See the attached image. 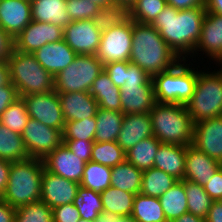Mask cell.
Masks as SVG:
<instances>
[{
    "mask_svg": "<svg viewBox=\"0 0 222 222\" xmlns=\"http://www.w3.org/2000/svg\"><path fill=\"white\" fill-rule=\"evenodd\" d=\"M200 49V50H199ZM203 51L217 63L222 62V16L207 12L201 27L200 39L194 49Z\"/></svg>",
    "mask_w": 222,
    "mask_h": 222,
    "instance_id": "obj_20",
    "label": "cell"
},
{
    "mask_svg": "<svg viewBox=\"0 0 222 222\" xmlns=\"http://www.w3.org/2000/svg\"><path fill=\"white\" fill-rule=\"evenodd\" d=\"M30 158L44 159L62 143V132L29 118L21 133Z\"/></svg>",
    "mask_w": 222,
    "mask_h": 222,
    "instance_id": "obj_10",
    "label": "cell"
},
{
    "mask_svg": "<svg viewBox=\"0 0 222 222\" xmlns=\"http://www.w3.org/2000/svg\"><path fill=\"white\" fill-rule=\"evenodd\" d=\"M89 1L94 2L99 7L110 6L114 4L113 0H89Z\"/></svg>",
    "mask_w": 222,
    "mask_h": 222,
    "instance_id": "obj_60",
    "label": "cell"
},
{
    "mask_svg": "<svg viewBox=\"0 0 222 222\" xmlns=\"http://www.w3.org/2000/svg\"><path fill=\"white\" fill-rule=\"evenodd\" d=\"M153 135L150 113L124 114L117 144L127 152L135 144Z\"/></svg>",
    "mask_w": 222,
    "mask_h": 222,
    "instance_id": "obj_19",
    "label": "cell"
},
{
    "mask_svg": "<svg viewBox=\"0 0 222 222\" xmlns=\"http://www.w3.org/2000/svg\"><path fill=\"white\" fill-rule=\"evenodd\" d=\"M111 167L89 161L85 164L80 186L101 193L110 186Z\"/></svg>",
    "mask_w": 222,
    "mask_h": 222,
    "instance_id": "obj_36",
    "label": "cell"
},
{
    "mask_svg": "<svg viewBox=\"0 0 222 222\" xmlns=\"http://www.w3.org/2000/svg\"><path fill=\"white\" fill-rule=\"evenodd\" d=\"M152 77L138 65L127 61L125 84L146 85Z\"/></svg>",
    "mask_w": 222,
    "mask_h": 222,
    "instance_id": "obj_48",
    "label": "cell"
},
{
    "mask_svg": "<svg viewBox=\"0 0 222 222\" xmlns=\"http://www.w3.org/2000/svg\"><path fill=\"white\" fill-rule=\"evenodd\" d=\"M129 20L130 8L118 4L100 7L93 17L94 25L101 33L111 27L124 25Z\"/></svg>",
    "mask_w": 222,
    "mask_h": 222,
    "instance_id": "obj_35",
    "label": "cell"
},
{
    "mask_svg": "<svg viewBox=\"0 0 222 222\" xmlns=\"http://www.w3.org/2000/svg\"><path fill=\"white\" fill-rule=\"evenodd\" d=\"M45 170L79 183L82 180L86 162L74 155L64 143L43 159Z\"/></svg>",
    "mask_w": 222,
    "mask_h": 222,
    "instance_id": "obj_15",
    "label": "cell"
},
{
    "mask_svg": "<svg viewBox=\"0 0 222 222\" xmlns=\"http://www.w3.org/2000/svg\"><path fill=\"white\" fill-rule=\"evenodd\" d=\"M78 222H95V221H93V220H85V219L80 218Z\"/></svg>",
    "mask_w": 222,
    "mask_h": 222,
    "instance_id": "obj_62",
    "label": "cell"
},
{
    "mask_svg": "<svg viewBox=\"0 0 222 222\" xmlns=\"http://www.w3.org/2000/svg\"><path fill=\"white\" fill-rule=\"evenodd\" d=\"M120 97L123 114L150 112L156 103L153 80L146 85L124 84L120 88Z\"/></svg>",
    "mask_w": 222,
    "mask_h": 222,
    "instance_id": "obj_17",
    "label": "cell"
},
{
    "mask_svg": "<svg viewBox=\"0 0 222 222\" xmlns=\"http://www.w3.org/2000/svg\"><path fill=\"white\" fill-rule=\"evenodd\" d=\"M184 189L187 196L188 213L206 218L212 203V198L206 193L203 186L184 179Z\"/></svg>",
    "mask_w": 222,
    "mask_h": 222,
    "instance_id": "obj_37",
    "label": "cell"
},
{
    "mask_svg": "<svg viewBox=\"0 0 222 222\" xmlns=\"http://www.w3.org/2000/svg\"><path fill=\"white\" fill-rule=\"evenodd\" d=\"M101 34L93 19H86L71 21L65 26L63 39L76 54L96 55Z\"/></svg>",
    "mask_w": 222,
    "mask_h": 222,
    "instance_id": "obj_13",
    "label": "cell"
},
{
    "mask_svg": "<svg viewBox=\"0 0 222 222\" xmlns=\"http://www.w3.org/2000/svg\"><path fill=\"white\" fill-rule=\"evenodd\" d=\"M104 70L96 55L77 54L70 65L54 77L57 93L90 92L93 81Z\"/></svg>",
    "mask_w": 222,
    "mask_h": 222,
    "instance_id": "obj_8",
    "label": "cell"
},
{
    "mask_svg": "<svg viewBox=\"0 0 222 222\" xmlns=\"http://www.w3.org/2000/svg\"><path fill=\"white\" fill-rule=\"evenodd\" d=\"M96 118L90 117L80 121L65 122L62 140L94 141L96 132Z\"/></svg>",
    "mask_w": 222,
    "mask_h": 222,
    "instance_id": "obj_42",
    "label": "cell"
},
{
    "mask_svg": "<svg viewBox=\"0 0 222 222\" xmlns=\"http://www.w3.org/2000/svg\"><path fill=\"white\" fill-rule=\"evenodd\" d=\"M9 79V67L7 62H0V87L7 85Z\"/></svg>",
    "mask_w": 222,
    "mask_h": 222,
    "instance_id": "obj_58",
    "label": "cell"
},
{
    "mask_svg": "<svg viewBox=\"0 0 222 222\" xmlns=\"http://www.w3.org/2000/svg\"><path fill=\"white\" fill-rule=\"evenodd\" d=\"M131 216L136 222H167L159 198L141 193L134 197Z\"/></svg>",
    "mask_w": 222,
    "mask_h": 222,
    "instance_id": "obj_31",
    "label": "cell"
},
{
    "mask_svg": "<svg viewBox=\"0 0 222 222\" xmlns=\"http://www.w3.org/2000/svg\"><path fill=\"white\" fill-rule=\"evenodd\" d=\"M203 188L213 201H218L222 197V167L209 178Z\"/></svg>",
    "mask_w": 222,
    "mask_h": 222,
    "instance_id": "obj_49",
    "label": "cell"
},
{
    "mask_svg": "<svg viewBox=\"0 0 222 222\" xmlns=\"http://www.w3.org/2000/svg\"><path fill=\"white\" fill-rule=\"evenodd\" d=\"M30 116L22 97L16 99L0 116V122L9 130L21 135Z\"/></svg>",
    "mask_w": 222,
    "mask_h": 222,
    "instance_id": "obj_40",
    "label": "cell"
},
{
    "mask_svg": "<svg viewBox=\"0 0 222 222\" xmlns=\"http://www.w3.org/2000/svg\"><path fill=\"white\" fill-rule=\"evenodd\" d=\"M53 222H78L80 214L73 203L57 206L52 209Z\"/></svg>",
    "mask_w": 222,
    "mask_h": 222,
    "instance_id": "obj_47",
    "label": "cell"
},
{
    "mask_svg": "<svg viewBox=\"0 0 222 222\" xmlns=\"http://www.w3.org/2000/svg\"><path fill=\"white\" fill-rule=\"evenodd\" d=\"M222 205V197L217 201Z\"/></svg>",
    "mask_w": 222,
    "mask_h": 222,
    "instance_id": "obj_63",
    "label": "cell"
},
{
    "mask_svg": "<svg viewBox=\"0 0 222 222\" xmlns=\"http://www.w3.org/2000/svg\"><path fill=\"white\" fill-rule=\"evenodd\" d=\"M73 204L77 207L80 218L85 220L95 221L103 212L100 193L81 186L78 188Z\"/></svg>",
    "mask_w": 222,
    "mask_h": 222,
    "instance_id": "obj_38",
    "label": "cell"
},
{
    "mask_svg": "<svg viewBox=\"0 0 222 222\" xmlns=\"http://www.w3.org/2000/svg\"><path fill=\"white\" fill-rule=\"evenodd\" d=\"M30 158L22 136L9 130L0 122V159L19 162Z\"/></svg>",
    "mask_w": 222,
    "mask_h": 222,
    "instance_id": "obj_32",
    "label": "cell"
},
{
    "mask_svg": "<svg viewBox=\"0 0 222 222\" xmlns=\"http://www.w3.org/2000/svg\"><path fill=\"white\" fill-rule=\"evenodd\" d=\"M95 142L116 141L121 131L124 114L115 110L98 108L96 112Z\"/></svg>",
    "mask_w": 222,
    "mask_h": 222,
    "instance_id": "obj_28",
    "label": "cell"
},
{
    "mask_svg": "<svg viewBox=\"0 0 222 222\" xmlns=\"http://www.w3.org/2000/svg\"><path fill=\"white\" fill-rule=\"evenodd\" d=\"M66 7L71 21L93 19L100 8L89 0H66Z\"/></svg>",
    "mask_w": 222,
    "mask_h": 222,
    "instance_id": "obj_44",
    "label": "cell"
},
{
    "mask_svg": "<svg viewBox=\"0 0 222 222\" xmlns=\"http://www.w3.org/2000/svg\"><path fill=\"white\" fill-rule=\"evenodd\" d=\"M31 21V0H0V27L13 38Z\"/></svg>",
    "mask_w": 222,
    "mask_h": 222,
    "instance_id": "obj_18",
    "label": "cell"
},
{
    "mask_svg": "<svg viewBox=\"0 0 222 222\" xmlns=\"http://www.w3.org/2000/svg\"><path fill=\"white\" fill-rule=\"evenodd\" d=\"M219 70L198 71L194 93L186 104L194 123L222 116V68Z\"/></svg>",
    "mask_w": 222,
    "mask_h": 222,
    "instance_id": "obj_7",
    "label": "cell"
},
{
    "mask_svg": "<svg viewBox=\"0 0 222 222\" xmlns=\"http://www.w3.org/2000/svg\"><path fill=\"white\" fill-rule=\"evenodd\" d=\"M22 98L30 118L63 132L65 120L59 96L55 90L47 93L29 94L22 96Z\"/></svg>",
    "mask_w": 222,
    "mask_h": 222,
    "instance_id": "obj_11",
    "label": "cell"
},
{
    "mask_svg": "<svg viewBox=\"0 0 222 222\" xmlns=\"http://www.w3.org/2000/svg\"><path fill=\"white\" fill-rule=\"evenodd\" d=\"M206 222H222V205L214 201L205 218Z\"/></svg>",
    "mask_w": 222,
    "mask_h": 222,
    "instance_id": "obj_56",
    "label": "cell"
},
{
    "mask_svg": "<svg viewBox=\"0 0 222 222\" xmlns=\"http://www.w3.org/2000/svg\"><path fill=\"white\" fill-rule=\"evenodd\" d=\"M65 122L95 117L98 103L90 92L58 93Z\"/></svg>",
    "mask_w": 222,
    "mask_h": 222,
    "instance_id": "obj_23",
    "label": "cell"
},
{
    "mask_svg": "<svg viewBox=\"0 0 222 222\" xmlns=\"http://www.w3.org/2000/svg\"><path fill=\"white\" fill-rule=\"evenodd\" d=\"M15 222H53L52 208L42 200L16 208Z\"/></svg>",
    "mask_w": 222,
    "mask_h": 222,
    "instance_id": "obj_43",
    "label": "cell"
},
{
    "mask_svg": "<svg viewBox=\"0 0 222 222\" xmlns=\"http://www.w3.org/2000/svg\"><path fill=\"white\" fill-rule=\"evenodd\" d=\"M41 187V200L53 209L73 203L80 184L44 169Z\"/></svg>",
    "mask_w": 222,
    "mask_h": 222,
    "instance_id": "obj_16",
    "label": "cell"
},
{
    "mask_svg": "<svg viewBox=\"0 0 222 222\" xmlns=\"http://www.w3.org/2000/svg\"><path fill=\"white\" fill-rule=\"evenodd\" d=\"M167 222H172L188 212L184 179L177 181L167 192L159 197Z\"/></svg>",
    "mask_w": 222,
    "mask_h": 222,
    "instance_id": "obj_29",
    "label": "cell"
},
{
    "mask_svg": "<svg viewBox=\"0 0 222 222\" xmlns=\"http://www.w3.org/2000/svg\"><path fill=\"white\" fill-rule=\"evenodd\" d=\"M105 72L115 84L121 88L125 84V77L127 72V61L110 62L104 65Z\"/></svg>",
    "mask_w": 222,
    "mask_h": 222,
    "instance_id": "obj_46",
    "label": "cell"
},
{
    "mask_svg": "<svg viewBox=\"0 0 222 222\" xmlns=\"http://www.w3.org/2000/svg\"><path fill=\"white\" fill-rule=\"evenodd\" d=\"M172 222H206L204 218L195 216L191 213L182 214L179 218H176Z\"/></svg>",
    "mask_w": 222,
    "mask_h": 222,
    "instance_id": "obj_59",
    "label": "cell"
},
{
    "mask_svg": "<svg viewBox=\"0 0 222 222\" xmlns=\"http://www.w3.org/2000/svg\"><path fill=\"white\" fill-rule=\"evenodd\" d=\"M186 147L177 144H161L157 150L154 166L178 181L184 179Z\"/></svg>",
    "mask_w": 222,
    "mask_h": 222,
    "instance_id": "obj_24",
    "label": "cell"
},
{
    "mask_svg": "<svg viewBox=\"0 0 222 222\" xmlns=\"http://www.w3.org/2000/svg\"><path fill=\"white\" fill-rule=\"evenodd\" d=\"M126 160L125 151L117 144L116 141L111 142H95L93 143L91 161L102 164L104 166L113 167Z\"/></svg>",
    "mask_w": 222,
    "mask_h": 222,
    "instance_id": "obj_39",
    "label": "cell"
},
{
    "mask_svg": "<svg viewBox=\"0 0 222 222\" xmlns=\"http://www.w3.org/2000/svg\"><path fill=\"white\" fill-rule=\"evenodd\" d=\"M133 20L102 32L97 58L103 65L110 62L129 61L132 48Z\"/></svg>",
    "mask_w": 222,
    "mask_h": 222,
    "instance_id": "obj_9",
    "label": "cell"
},
{
    "mask_svg": "<svg viewBox=\"0 0 222 222\" xmlns=\"http://www.w3.org/2000/svg\"><path fill=\"white\" fill-rule=\"evenodd\" d=\"M182 61L151 24L133 21L130 63L153 77Z\"/></svg>",
    "mask_w": 222,
    "mask_h": 222,
    "instance_id": "obj_2",
    "label": "cell"
},
{
    "mask_svg": "<svg viewBox=\"0 0 222 222\" xmlns=\"http://www.w3.org/2000/svg\"><path fill=\"white\" fill-rule=\"evenodd\" d=\"M166 3L177 10L205 7V0H166Z\"/></svg>",
    "mask_w": 222,
    "mask_h": 222,
    "instance_id": "obj_52",
    "label": "cell"
},
{
    "mask_svg": "<svg viewBox=\"0 0 222 222\" xmlns=\"http://www.w3.org/2000/svg\"><path fill=\"white\" fill-rule=\"evenodd\" d=\"M95 222H136V220L130 216H118L110 211H103L99 214Z\"/></svg>",
    "mask_w": 222,
    "mask_h": 222,
    "instance_id": "obj_54",
    "label": "cell"
},
{
    "mask_svg": "<svg viewBox=\"0 0 222 222\" xmlns=\"http://www.w3.org/2000/svg\"><path fill=\"white\" fill-rule=\"evenodd\" d=\"M64 28L52 23L31 21L22 32L14 38V50L34 53L47 43L63 39Z\"/></svg>",
    "mask_w": 222,
    "mask_h": 222,
    "instance_id": "obj_12",
    "label": "cell"
},
{
    "mask_svg": "<svg viewBox=\"0 0 222 222\" xmlns=\"http://www.w3.org/2000/svg\"><path fill=\"white\" fill-rule=\"evenodd\" d=\"M142 175L143 171L125 160L111 168L110 186L136 195L141 191Z\"/></svg>",
    "mask_w": 222,
    "mask_h": 222,
    "instance_id": "obj_27",
    "label": "cell"
},
{
    "mask_svg": "<svg viewBox=\"0 0 222 222\" xmlns=\"http://www.w3.org/2000/svg\"><path fill=\"white\" fill-rule=\"evenodd\" d=\"M205 9L222 16V0H205Z\"/></svg>",
    "mask_w": 222,
    "mask_h": 222,
    "instance_id": "obj_57",
    "label": "cell"
},
{
    "mask_svg": "<svg viewBox=\"0 0 222 222\" xmlns=\"http://www.w3.org/2000/svg\"><path fill=\"white\" fill-rule=\"evenodd\" d=\"M33 54L38 63L53 77L70 65L77 55L64 39L47 43Z\"/></svg>",
    "mask_w": 222,
    "mask_h": 222,
    "instance_id": "obj_22",
    "label": "cell"
},
{
    "mask_svg": "<svg viewBox=\"0 0 222 222\" xmlns=\"http://www.w3.org/2000/svg\"><path fill=\"white\" fill-rule=\"evenodd\" d=\"M192 145L222 163V116L194 123Z\"/></svg>",
    "mask_w": 222,
    "mask_h": 222,
    "instance_id": "obj_14",
    "label": "cell"
},
{
    "mask_svg": "<svg viewBox=\"0 0 222 222\" xmlns=\"http://www.w3.org/2000/svg\"><path fill=\"white\" fill-rule=\"evenodd\" d=\"M114 4L128 6L129 8L133 5L135 0H113Z\"/></svg>",
    "mask_w": 222,
    "mask_h": 222,
    "instance_id": "obj_61",
    "label": "cell"
},
{
    "mask_svg": "<svg viewBox=\"0 0 222 222\" xmlns=\"http://www.w3.org/2000/svg\"><path fill=\"white\" fill-rule=\"evenodd\" d=\"M178 180L166 172L152 167L143 171L140 193L151 197H160Z\"/></svg>",
    "mask_w": 222,
    "mask_h": 222,
    "instance_id": "obj_34",
    "label": "cell"
},
{
    "mask_svg": "<svg viewBox=\"0 0 222 222\" xmlns=\"http://www.w3.org/2000/svg\"><path fill=\"white\" fill-rule=\"evenodd\" d=\"M14 51V38L0 27V62H7Z\"/></svg>",
    "mask_w": 222,
    "mask_h": 222,
    "instance_id": "obj_51",
    "label": "cell"
},
{
    "mask_svg": "<svg viewBox=\"0 0 222 222\" xmlns=\"http://www.w3.org/2000/svg\"><path fill=\"white\" fill-rule=\"evenodd\" d=\"M189 65L179 62L152 77L156 102L186 105L191 100L198 71Z\"/></svg>",
    "mask_w": 222,
    "mask_h": 222,
    "instance_id": "obj_6",
    "label": "cell"
},
{
    "mask_svg": "<svg viewBox=\"0 0 222 222\" xmlns=\"http://www.w3.org/2000/svg\"><path fill=\"white\" fill-rule=\"evenodd\" d=\"M220 167V162L192 144L186 146L184 179L204 186Z\"/></svg>",
    "mask_w": 222,
    "mask_h": 222,
    "instance_id": "obj_21",
    "label": "cell"
},
{
    "mask_svg": "<svg viewBox=\"0 0 222 222\" xmlns=\"http://www.w3.org/2000/svg\"><path fill=\"white\" fill-rule=\"evenodd\" d=\"M149 113L153 135L162 144L186 147L193 143L194 122L186 105L156 102Z\"/></svg>",
    "mask_w": 222,
    "mask_h": 222,
    "instance_id": "obj_3",
    "label": "cell"
},
{
    "mask_svg": "<svg viewBox=\"0 0 222 222\" xmlns=\"http://www.w3.org/2000/svg\"><path fill=\"white\" fill-rule=\"evenodd\" d=\"M11 162L0 159V198L3 196L8 184Z\"/></svg>",
    "mask_w": 222,
    "mask_h": 222,
    "instance_id": "obj_55",
    "label": "cell"
},
{
    "mask_svg": "<svg viewBox=\"0 0 222 222\" xmlns=\"http://www.w3.org/2000/svg\"><path fill=\"white\" fill-rule=\"evenodd\" d=\"M166 5V0H135L130 7V19L142 24H152Z\"/></svg>",
    "mask_w": 222,
    "mask_h": 222,
    "instance_id": "obj_41",
    "label": "cell"
},
{
    "mask_svg": "<svg viewBox=\"0 0 222 222\" xmlns=\"http://www.w3.org/2000/svg\"><path fill=\"white\" fill-rule=\"evenodd\" d=\"M162 143L155 137L143 139L135 144L126 153V160L141 171L154 166L155 155Z\"/></svg>",
    "mask_w": 222,
    "mask_h": 222,
    "instance_id": "obj_30",
    "label": "cell"
},
{
    "mask_svg": "<svg viewBox=\"0 0 222 222\" xmlns=\"http://www.w3.org/2000/svg\"><path fill=\"white\" fill-rule=\"evenodd\" d=\"M65 146L74 154L79 157L80 160L86 163L91 161V154L94 141L86 140H62Z\"/></svg>",
    "mask_w": 222,
    "mask_h": 222,
    "instance_id": "obj_45",
    "label": "cell"
},
{
    "mask_svg": "<svg viewBox=\"0 0 222 222\" xmlns=\"http://www.w3.org/2000/svg\"><path fill=\"white\" fill-rule=\"evenodd\" d=\"M90 94L98 103V108L121 112L120 88L115 86L103 70L93 81Z\"/></svg>",
    "mask_w": 222,
    "mask_h": 222,
    "instance_id": "obj_26",
    "label": "cell"
},
{
    "mask_svg": "<svg viewBox=\"0 0 222 222\" xmlns=\"http://www.w3.org/2000/svg\"><path fill=\"white\" fill-rule=\"evenodd\" d=\"M18 98L16 87L11 82L0 87V116Z\"/></svg>",
    "mask_w": 222,
    "mask_h": 222,
    "instance_id": "obj_50",
    "label": "cell"
},
{
    "mask_svg": "<svg viewBox=\"0 0 222 222\" xmlns=\"http://www.w3.org/2000/svg\"><path fill=\"white\" fill-rule=\"evenodd\" d=\"M32 21L52 23L62 28L71 20L66 0H31Z\"/></svg>",
    "mask_w": 222,
    "mask_h": 222,
    "instance_id": "obj_25",
    "label": "cell"
},
{
    "mask_svg": "<svg viewBox=\"0 0 222 222\" xmlns=\"http://www.w3.org/2000/svg\"><path fill=\"white\" fill-rule=\"evenodd\" d=\"M206 13L205 7L177 10L167 4L151 25L179 58L186 60L194 54Z\"/></svg>",
    "mask_w": 222,
    "mask_h": 222,
    "instance_id": "obj_1",
    "label": "cell"
},
{
    "mask_svg": "<svg viewBox=\"0 0 222 222\" xmlns=\"http://www.w3.org/2000/svg\"><path fill=\"white\" fill-rule=\"evenodd\" d=\"M103 211H110L118 216H130L135 194L109 186L100 193Z\"/></svg>",
    "mask_w": 222,
    "mask_h": 222,
    "instance_id": "obj_33",
    "label": "cell"
},
{
    "mask_svg": "<svg viewBox=\"0 0 222 222\" xmlns=\"http://www.w3.org/2000/svg\"><path fill=\"white\" fill-rule=\"evenodd\" d=\"M16 208L0 198V222H15Z\"/></svg>",
    "mask_w": 222,
    "mask_h": 222,
    "instance_id": "obj_53",
    "label": "cell"
},
{
    "mask_svg": "<svg viewBox=\"0 0 222 222\" xmlns=\"http://www.w3.org/2000/svg\"><path fill=\"white\" fill-rule=\"evenodd\" d=\"M44 169L42 159L11 162L8 184L1 198L14 208L40 201Z\"/></svg>",
    "mask_w": 222,
    "mask_h": 222,
    "instance_id": "obj_4",
    "label": "cell"
},
{
    "mask_svg": "<svg viewBox=\"0 0 222 222\" xmlns=\"http://www.w3.org/2000/svg\"><path fill=\"white\" fill-rule=\"evenodd\" d=\"M7 63L10 82L19 97L54 91V77L38 63L33 53L14 50Z\"/></svg>",
    "mask_w": 222,
    "mask_h": 222,
    "instance_id": "obj_5",
    "label": "cell"
}]
</instances>
